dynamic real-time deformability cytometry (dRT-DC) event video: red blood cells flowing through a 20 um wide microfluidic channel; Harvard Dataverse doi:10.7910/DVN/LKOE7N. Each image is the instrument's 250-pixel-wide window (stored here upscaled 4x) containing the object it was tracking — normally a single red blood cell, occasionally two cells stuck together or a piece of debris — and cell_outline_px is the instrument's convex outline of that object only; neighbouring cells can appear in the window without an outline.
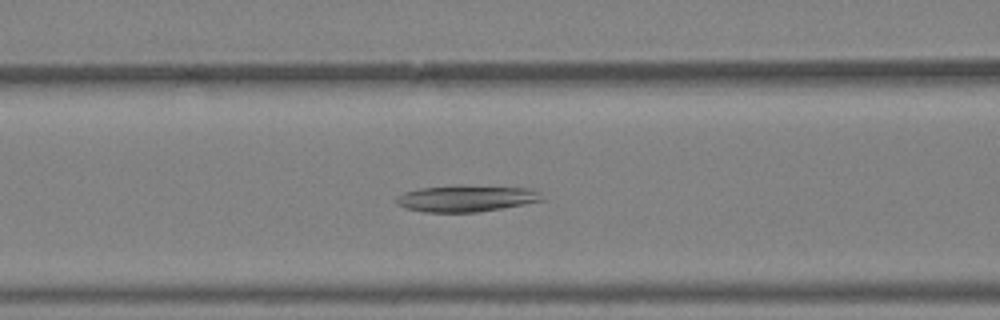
{"species": "Egyptian fruit bat (a non-hibernating species)", "species_latin": "Rousettus aegyptiacus", "temperature_condition": "warm", "stored_images_in_passage": 34, "camera_frame_rate_fps": 3000, "um_per_image_px": 0.085, "animal": {"sex": "female"}, "frame": {"image": 1, "passage_image": 9, "time_ms": 2.667, "image_size_px": [1000, 320], "cell_outline_px": [[544, 200], [524, 204], [480, 212], [424, 212], [404, 208], [396, 204], [392, 200], [396, 196], [404, 192], [420, 188], [460, 184], [464, 184], [532, 188], [540, 192]], "centroid_in_image_um": [39.6, 16.85], "position_along_channel_um": 127.0, "area_um2": 23.18}}
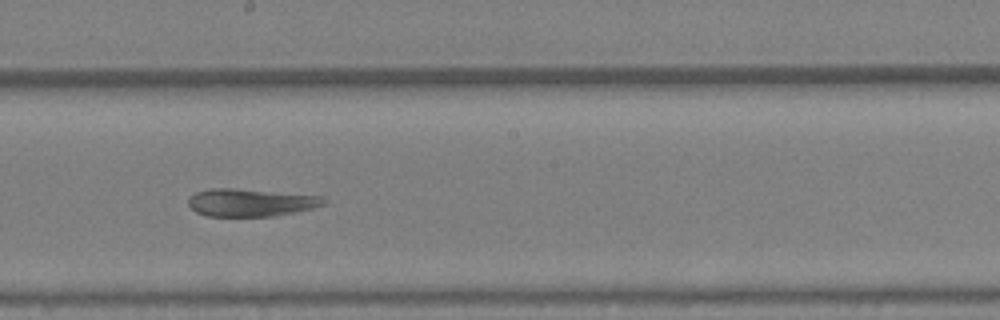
{"frame": {"image": 2, "passage_image": 15, "time_ms": 4.667, "image_size_px": [1000, 320], "cell_outline_px": [[328, 200], [324, 204], [312, 208], [276, 216], [208, 216], [196, 212], [188, 204], [188, 196], [196, 192], [212, 188], [236, 188], [320, 196]], "centroid_in_image_um": [21.28, 17.21], "position_along_channel_um": 226.9, "area_um2": 21.79}}
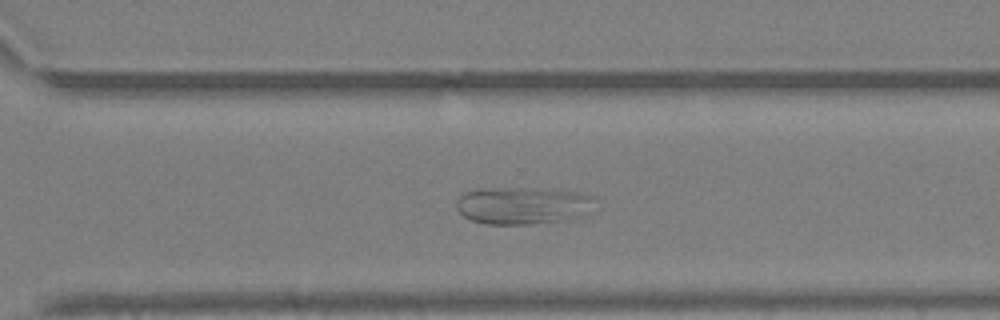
{"frame": {"image": 3, "passage_image": 21, "time_ms": 6.667, "image_size_px": [1000, 320], "cell_outline_px": [[596, 196], [576, 216], [560, 220], [528, 224], [488, 224], [472, 220], [464, 216], [456, 208], [456, 200], [464, 192], [480, 188], [540, 188], [580, 192]], "centroid_in_image_um": [44.29, 17.43], "position_along_channel_um": 326.3, "area_um2": 29.42}}